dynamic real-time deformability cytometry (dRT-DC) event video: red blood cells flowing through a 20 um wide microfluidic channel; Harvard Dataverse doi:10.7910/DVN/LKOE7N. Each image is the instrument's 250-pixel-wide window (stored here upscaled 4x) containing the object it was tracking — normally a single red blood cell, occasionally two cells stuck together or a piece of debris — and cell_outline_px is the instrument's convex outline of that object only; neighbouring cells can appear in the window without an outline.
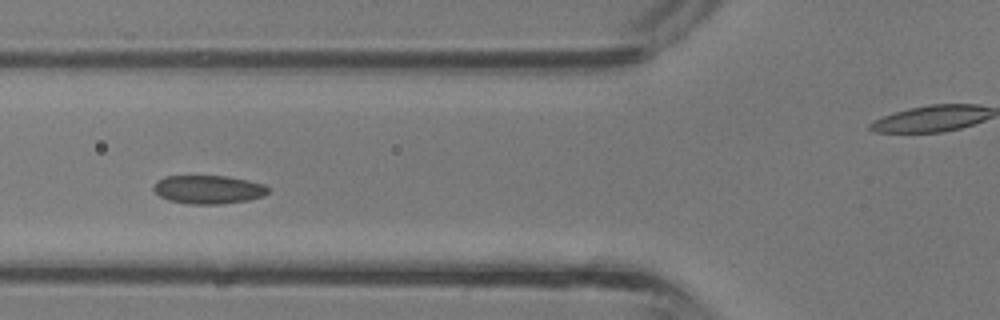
{"species": "common noctule bat (a hibernating species)", "species_latin": "Nyctalus noctula", "temperature_condition": "room temperature", "stored_images_in_passage": 35, "camera_frame_rate_fps": 3000, "um_per_image_px": 0.085, "animal": {"sex": "male", "body_mass_g": 13.3}, "frame": {"image": 1, "passage_image": 11, "time_ms": 3.333, "image_size_px": [1000, 320], "cell_outline_px": [[272, 188], [264, 196], [248, 200], [220, 204], [188, 204], [168, 200], [160, 196], [152, 188], [164, 176], [228, 176], [248, 180], [264, 184]], "centroid_in_image_um": [17.76, 16.11], "position_along_channel_um": 108.0, "area_um2": 19.07}}
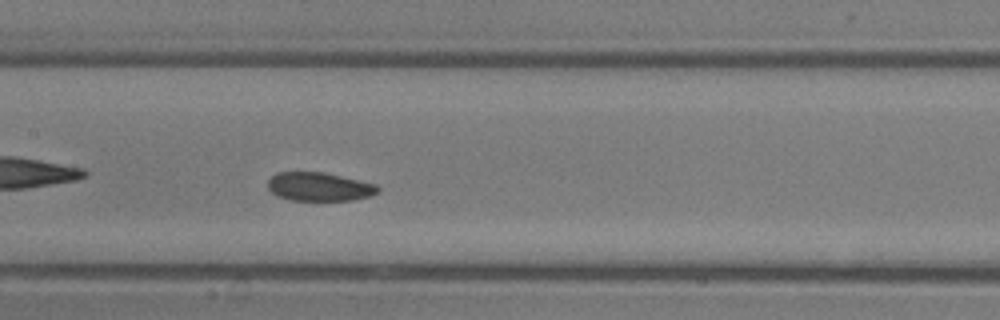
{"frame": {"image": 2, "passage_image": 15, "time_ms": 4.667, "image_size_px": [1000, 320], "cell_outline_px": [[380, 188], [376, 192], [368, 196], [352, 200], [292, 200], [276, 196], [268, 188], [268, 180], [276, 172], [324, 172], [376, 184]], "centroid_in_image_um": [27.1, 15.86], "position_along_channel_um": 180.3, "area_um2": 18.21}}
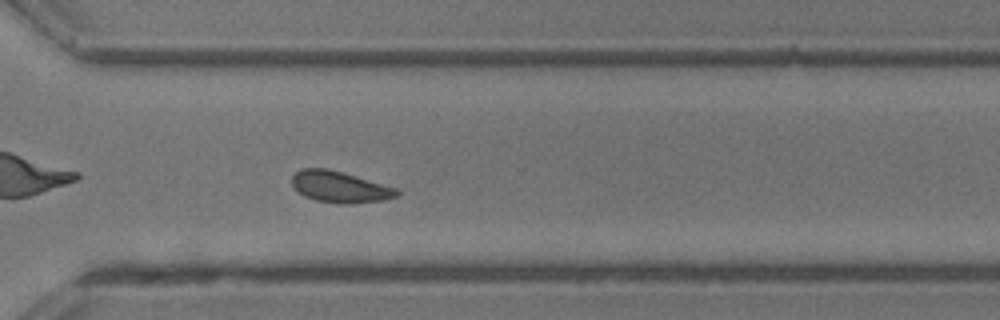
{"frame": {"image": 3, "passage_image": 24, "time_ms": 7.667, "image_size_px": [1000, 320], "cell_outline_px": [[400, 196], [380, 200], [348, 204], [336, 204], [316, 200], [304, 196], [292, 184], [292, 176], [300, 168], [324, 168], [340, 172], [396, 188], [400, 192]], "centroid_in_image_um": [28.87, 15.9], "position_along_channel_um": 341.7, "area_um2": 18.79}}